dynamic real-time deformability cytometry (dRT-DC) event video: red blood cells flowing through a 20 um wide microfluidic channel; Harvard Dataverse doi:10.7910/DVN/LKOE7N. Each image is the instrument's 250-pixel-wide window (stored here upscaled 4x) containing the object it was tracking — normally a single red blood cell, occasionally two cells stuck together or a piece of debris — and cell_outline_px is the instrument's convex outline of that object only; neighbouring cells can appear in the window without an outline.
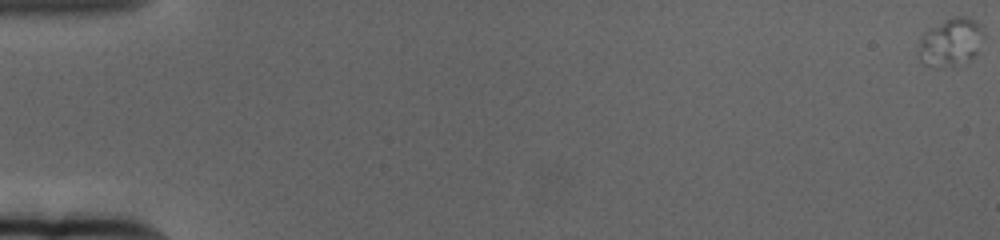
{"species": "human", "species_latin": "Homo sapiens", "temperature_condition": "cold", "stored_images_in_passage": 1, "camera_frame_rate_fps": 3000, "um_per_image_px": 0.085, "donor": {"sex": "female"}, "frame": {"image": 1, "passage_image": 1, "time_ms": 0.0, "image_size_px": [1000, 240], "cell_outline_px": [[984, 36], [976, 52], [968, 60], [936, 68], [932, 68], [924, 64], [920, 60], [920, 40], [924, 32], [928, 28], [952, 16], [968, 16], [980, 24], [984, 32]], "centroid_in_image_um": [80.8, 3.54], "position_along_channel_um": 4.2, "area_um2": 18.03}}